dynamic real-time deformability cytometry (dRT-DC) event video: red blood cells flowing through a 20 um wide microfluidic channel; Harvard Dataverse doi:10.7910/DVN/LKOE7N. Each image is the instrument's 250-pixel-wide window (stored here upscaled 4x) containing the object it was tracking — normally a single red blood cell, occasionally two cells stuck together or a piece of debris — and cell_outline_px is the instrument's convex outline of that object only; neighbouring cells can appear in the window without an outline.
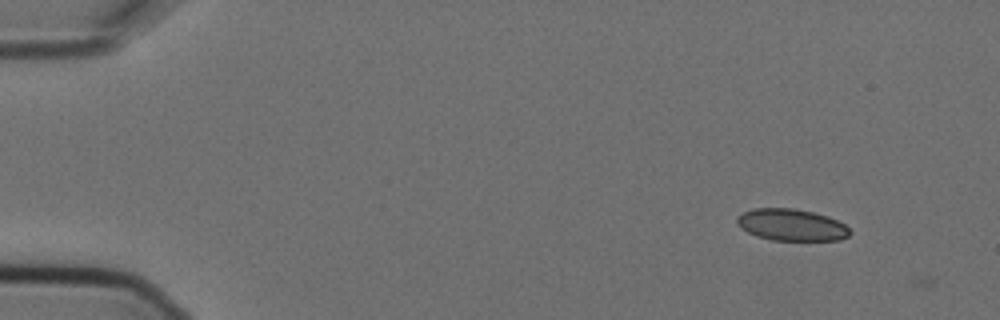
{"species": "Egyptian fruit bat (a non-hibernating species)", "species_latin": "Rousettus aegyptiacus", "temperature_condition": "cold", "stored_images_in_passage": 3, "camera_frame_rate_fps": 3000, "um_per_image_px": 0.085, "animal": {"sex": "female"}, "frame": {"image": 1, "passage_image": 2, "time_ms": 0.333, "image_size_px": [1000, 320], "cell_outline_px": [[852, 232], [848, 236], [840, 240], [772, 240], [756, 236], [740, 228], [736, 224], [736, 216], [752, 208], [796, 208], [828, 216], [844, 224]], "centroid_in_image_um": [67.24, 19.11], "position_along_channel_um": 17.8, "area_um2": 21.04}}